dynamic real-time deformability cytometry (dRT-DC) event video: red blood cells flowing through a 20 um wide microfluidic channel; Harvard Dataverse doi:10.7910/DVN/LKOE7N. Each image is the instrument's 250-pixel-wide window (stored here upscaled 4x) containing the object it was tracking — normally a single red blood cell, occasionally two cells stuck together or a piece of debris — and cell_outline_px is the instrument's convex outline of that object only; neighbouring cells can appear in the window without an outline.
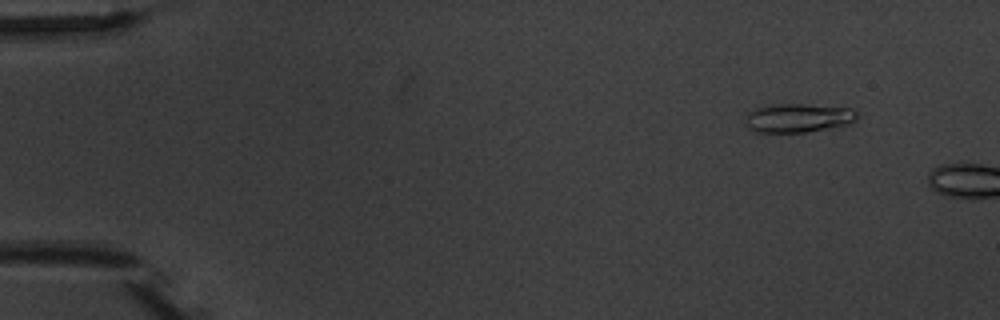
{"species": "common noctule bat (a hibernating species)", "species_latin": "Nyctalus noctula", "temperature_condition": "warm", "stored_images_in_passage": 3, "camera_frame_rate_fps": 3000, "um_per_image_px": 0.085, "animal": {"sex": "male", "body_mass_g": 20.1, "forearm_length_mm": 53.5}, "frame": {"image": 1, "passage_image": 2, "time_ms": 1.0, "image_size_px": [1000, 320], "cell_outline_px": [[856, 120], [848, 124], [828, 128], [804, 132], [756, 132], [748, 128], [744, 124], [748, 112], [756, 108], [772, 104], [804, 104], [852, 108], [856, 112]], "centroid_in_image_um": [67.81, 10.02], "position_along_channel_um": 17.2, "area_um2": 18.73}}